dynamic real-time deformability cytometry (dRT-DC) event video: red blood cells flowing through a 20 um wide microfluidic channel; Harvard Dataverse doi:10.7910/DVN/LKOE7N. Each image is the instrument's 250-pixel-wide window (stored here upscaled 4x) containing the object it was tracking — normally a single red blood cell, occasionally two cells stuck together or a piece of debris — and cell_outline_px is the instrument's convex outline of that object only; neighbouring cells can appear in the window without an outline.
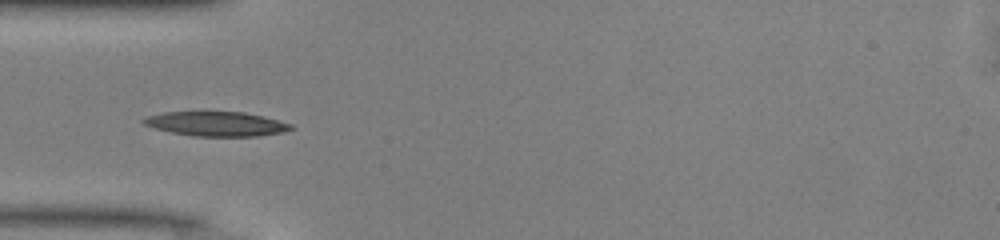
{"species": "common noctule bat (a hibernating species)", "species_latin": "Nyctalus noctula", "temperature_condition": "warm", "stored_images_in_passage": 36, "camera_frame_rate_fps": 3000, "um_per_image_px": 0.085, "animal": {"sex": "male", "body_mass_g": 13.0, "forearm_length_mm": 53.1}, "frame": {"image": 1, "passage_image": 2, "time_ms": 0.333, "image_size_px": [1000, 240], "cell_outline_px": [[296, 128], [284, 132], [256, 136], [192, 136], [172, 132], [156, 128], [144, 124], [140, 120], [148, 116], [164, 112], [244, 112], [264, 116], [292, 124]], "centroid_in_image_um": [18.43, 10.53], "position_along_channel_um": 66.6, "area_um2": 20.98}}
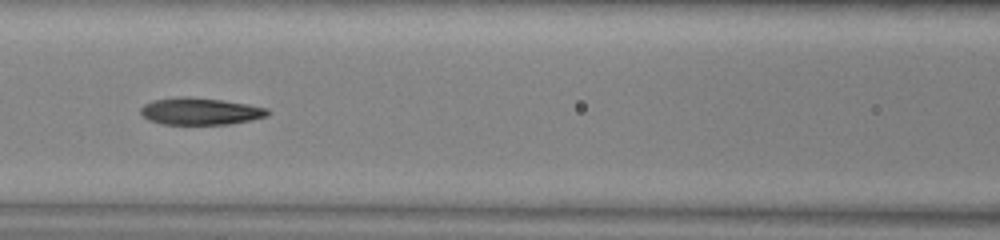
{"frame": {"image": 2, "passage_image": 8, "time_ms": 2.333, "image_size_px": [1000, 240], "cell_outline_px": [[268, 116], [228, 124], [164, 124], [148, 120], [140, 112], [140, 108], [144, 104], [152, 100], [180, 96], [188, 96], [220, 100], [248, 104], [268, 108]], "centroid_in_image_um": [16.98, 9.45], "position_along_channel_um": 149.6, "area_um2": 19.88}}
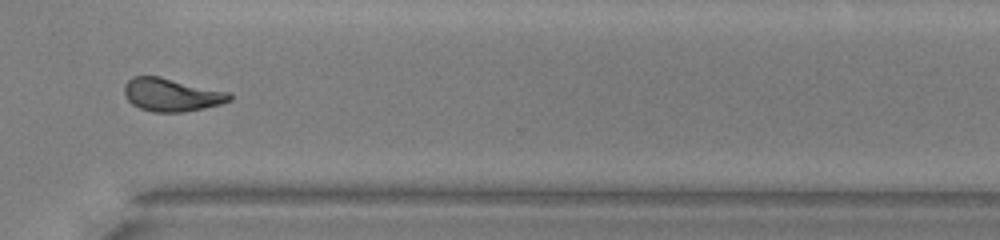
{"frame": {"image": 3, "passage_image": 23, "time_ms": 7.333, "image_size_px": [1000, 240], "cell_outline_px": [[232, 100], [220, 104], [204, 108], [184, 112], [152, 112], [140, 108], [132, 104], [128, 100], [124, 92], [124, 84], [132, 76], [160, 76], [232, 92]], "centroid_in_image_um": [14.61, 8.05], "position_along_channel_um": 356.0, "area_um2": 20.58}, "authors_computed_cell_mechanics": {"area_um2": 20.2589, "velocity_mm_per_s": 4.1236, "shape_relaxation_time_tau1_ms": 6.5254, "shape_relaxation_time_tau2_ms": 2.3914, "deformation_change_tau1": 0.2175, "deformation_change_tau2": 0.1027}}